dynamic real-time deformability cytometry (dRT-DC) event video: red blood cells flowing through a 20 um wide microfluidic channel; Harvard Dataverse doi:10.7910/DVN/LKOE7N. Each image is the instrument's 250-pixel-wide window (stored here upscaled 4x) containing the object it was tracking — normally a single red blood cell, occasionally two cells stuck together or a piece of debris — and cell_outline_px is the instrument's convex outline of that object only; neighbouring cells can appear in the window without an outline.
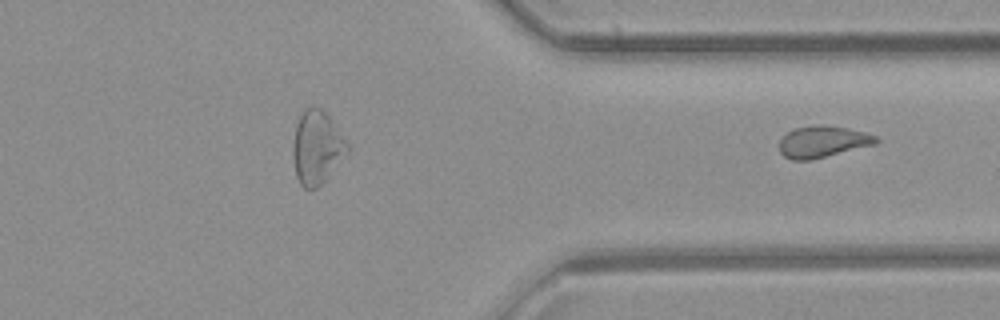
{"species": "common noctule bat (a hibernating species)", "species_latin": "Nyctalus noctula", "temperature_condition": "room temperature", "stored_images_in_passage": 30, "segment_of_instrument_passage": [2, 2], "camera_frame_rate_fps": 3000, "um_per_image_px": 0.085, "animal": {"sex": "female", "body_mass_g": 21.9}, "frame": {"image": 1, "passage_image": 30, "time_ms": 9.667, "image_size_px": [1000, 320], "cell_outline_px": [[880, 140], [876, 144], [812, 160], [792, 160], [784, 156], [780, 152], [780, 140], [788, 132], [796, 128], [812, 124], [820, 124], [848, 128], [864, 132], [876, 136]], "centroid_in_image_um": [69.94, 12.04], "position_along_channel_um": 341.5, "area_um2": 17.86}}